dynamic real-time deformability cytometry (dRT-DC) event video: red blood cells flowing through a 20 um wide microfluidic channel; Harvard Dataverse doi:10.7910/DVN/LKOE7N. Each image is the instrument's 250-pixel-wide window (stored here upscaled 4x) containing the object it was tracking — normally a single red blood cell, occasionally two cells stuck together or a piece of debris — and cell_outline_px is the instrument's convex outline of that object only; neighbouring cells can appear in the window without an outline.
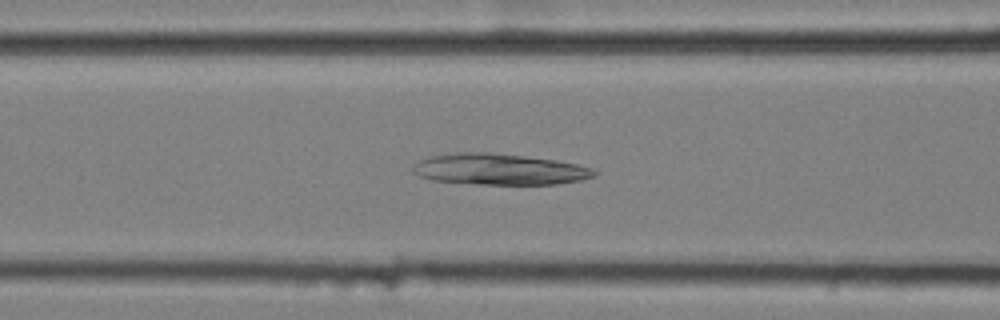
{"species": "common noctule bat (a hibernating species)", "species_latin": "Nyctalus noctula", "temperature_condition": "cold", "stored_images_in_passage": 35, "camera_frame_rate_fps": 3000, "um_per_image_px": 0.085, "animal": {"sex": "female", "body_mass_g": 25.1}, "frame": {"image": 1, "passage_image": 6, "time_ms": 1.667, "image_size_px": [1000, 320], "cell_outline_px": [[596, 176], [580, 180], [556, 184], [476, 184], [432, 180], [420, 176], [412, 172], [412, 168], [420, 160], [428, 156], [456, 152], [488, 152], [524, 156], [556, 160], [576, 164], [592, 168], [596, 172]], "centroid_in_image_um": [42.42, 14.38], "position_along_channel_um": 124.2, "area_um2": 32.83}}
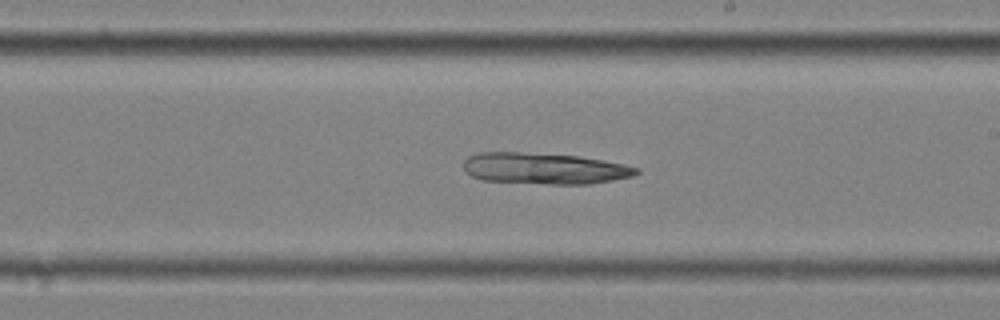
{"frame": {"image": 2, "passage_image": 16, "time_ms": 5.0, "image_size_px": [1000, 320], "cell_outline_px": [[640, 172], [632, 176], [612, 180], [588, 184], [548, 184], [484, 180], [472, 176], [464, 172], [464, 160], [468, 156], [480, 152], [520, 152], [580, 156], [624, 164], [640, 168]], "centroid_in_image_um": [46.27, 14.31], "position_along_channel_um": 242.7, "area_um2": 31.5}}
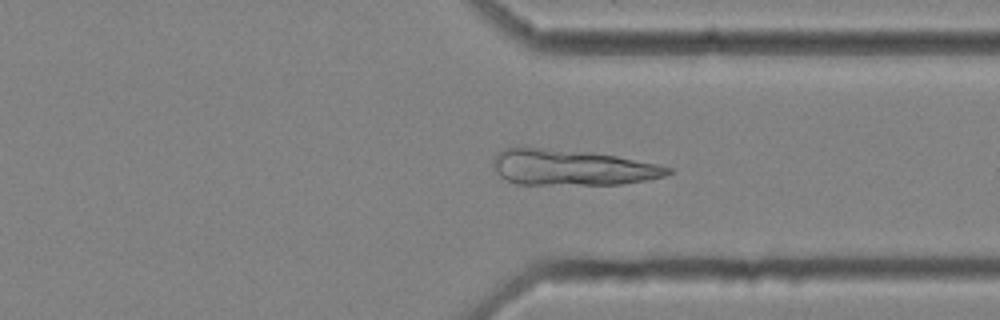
{"frame": {"image": 3, "passage_image": 26, "time_ms": 8.333, "image_size_px": [1000, 320], "cell_outline_px": [[672, 172], [664, 176], [644, 180], [620, 184], [516, 184], [500, 176], [496, 172], [492, 164], [492, 160], [504, 148], [520, 144], [524, 144], [592, 152], [616, 156], [656, 164], [672, 168]], "centroid_in_image_um": [48.5, 14.18], "position_along_channel_um": 362.9, "area_um2": 37.05}}